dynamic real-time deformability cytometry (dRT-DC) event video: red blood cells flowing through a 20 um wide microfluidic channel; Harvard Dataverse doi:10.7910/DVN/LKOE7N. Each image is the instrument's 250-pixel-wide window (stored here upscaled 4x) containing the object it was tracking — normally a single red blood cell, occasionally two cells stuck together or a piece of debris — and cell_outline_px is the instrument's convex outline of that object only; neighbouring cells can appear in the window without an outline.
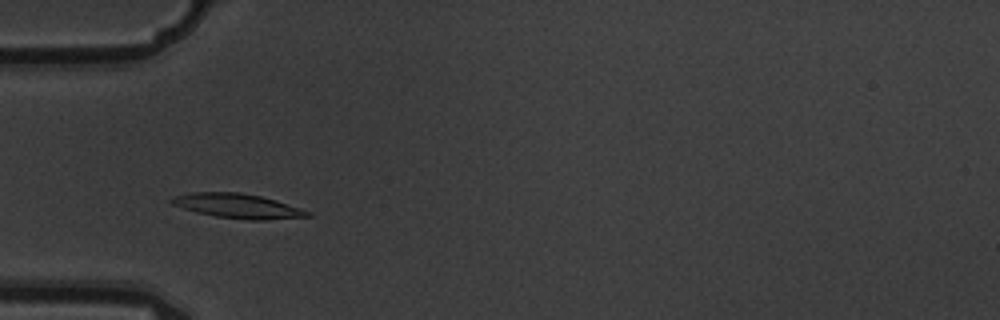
{"species": "common noctule bat (a hibernating species)", "species_latin": "Nyctalus noctula", "temperature_condition": "warm", "stored_images_in_passage": 4, "camera_frame_rate_fps": 3000, "um_per_image_px": 0.085, "animal": {"sex": "male", "body_mass_g": 19.5, "forearm_length_mm": 54.6}, "frame": {"image": 1, "passage_image": 3, "time_ms": 0.667, "image_size_px": [1000, 320], "cell_outline_px": [[312, 216], [264, 220], [248, 220], [216, 216], [196, 212], [172, 204], [168, 200], [172, 196], [192, 192], [240, 192], [260, 196], [276, 200], [312, 212]], "centroid_in_image_um": [20.2, 17.5], "position_along_channel_um": 64.8, "area_um2": 19.42}}
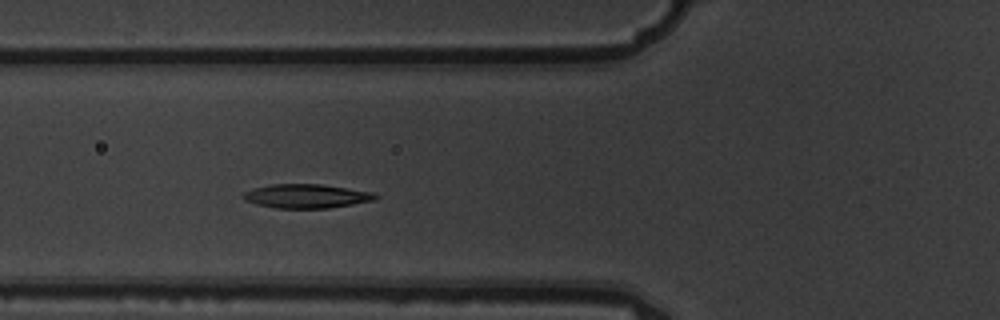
{"frame": {"image": 2, "passage_image": 4, "time_ms": 1.0, "image_size_px": [1000, 320], "cell_outline_px": [[380, 196], [376, 200], [328, 208], [276, 208], [256, 204], [244, 200], [240, 196], [244, 192], [256, 188], [272, 184], [320, 184], [348, 188], [372, 192]], "centroid_in_image_um": [26.05, 16.67], "position_along_channel_um": 99.7, "area_um2": 18.44}}